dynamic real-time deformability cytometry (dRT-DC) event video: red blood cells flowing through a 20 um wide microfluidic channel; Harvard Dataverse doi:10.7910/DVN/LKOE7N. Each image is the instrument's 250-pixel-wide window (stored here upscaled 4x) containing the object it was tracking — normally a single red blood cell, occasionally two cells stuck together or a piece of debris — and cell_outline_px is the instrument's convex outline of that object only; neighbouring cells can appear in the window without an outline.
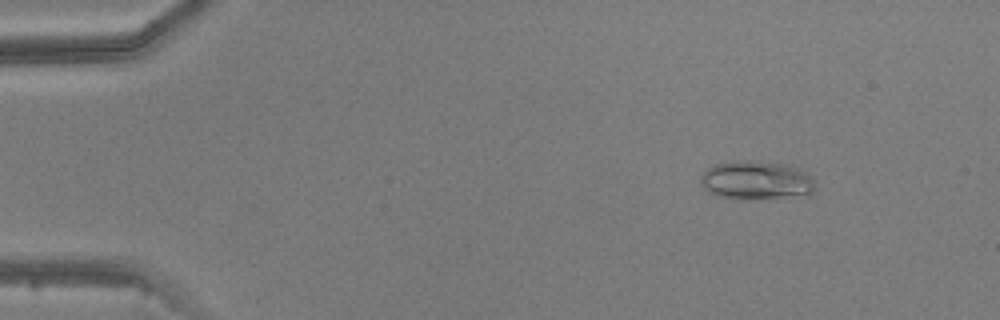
{"species": "common noctule bat (a hibernating species)", "species_latin": "Nyctalus noctula", "temperature_condition": "warm", "stored_images_in_passage": 3, "camera_frame_rate_fps": 3000, "um_per_image_px": 0.085, "animal": {"sex": "male", "body_mass_g": 20.5, "forearm_length_mm": 52.5}, "frame": {"image": 1, "passage_image": 2, "time_ms": 1.0, "image_size_px": [1000, 320], "cell_outline_px": [[816, 188], [808, 196], [748, 200], [736, 200], [716, 196], [708, 192], [704, 188], [700, 180], [700, 176], [708, 168], [716, 164], [736, 160], [760, 160], [780, 164], [796, 168], [812, 176]], "centroid_in_image_um": [64.28, 15.36], "position_along_channel_um": 20.7, "area_um2": 26.47}}